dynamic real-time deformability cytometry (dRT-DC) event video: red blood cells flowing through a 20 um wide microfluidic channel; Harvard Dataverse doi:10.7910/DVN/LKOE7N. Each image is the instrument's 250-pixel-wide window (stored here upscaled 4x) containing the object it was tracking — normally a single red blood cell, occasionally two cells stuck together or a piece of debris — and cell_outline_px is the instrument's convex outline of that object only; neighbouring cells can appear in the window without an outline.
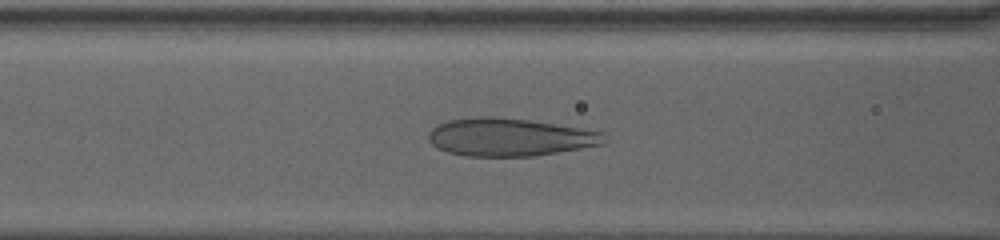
{"species": "human", "species_latin": "Homo sapiens", "temperature_condition": "warm", "stored_images_in_passage": 52, "camera_frame_rate_fps": 3000, "um_per_image_px": 0.085, "donor": {"sex": "female"}, "frame": {"image": 1, "passage_image": 12, "time_ms": 3.667, "image_size_px": [1000, 240], "cell_outline_px": [[604, 144], [532, 156], [464, 156], [448, 152], [436, 148], [428, 140], [428, 132], [436, 124], [448, 120], [484, 116], [492, 116], [528, 120], [600, 132]], "centroid_in_image_um": [43.19, 11.66], "position_along_channel_um": 123.4, "area_um2": 38.21}}
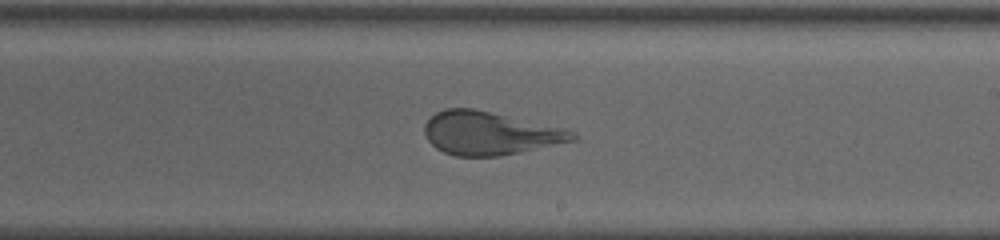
{"frame": {"image": 2, "passage_image": 25, "time_ms": 8.0, "image_size_px": [1000, 240], "cell_outline_px": [[580, 140], [500, 156], [456, 156], [444, 152], [436, 148], [428, 140], [424, 132], [424, 124], [436, 112], [444, 108], [472, 108], [568, 128], [576, 132], [580, 136]], "centroid_in_image_um": [41.71, 11.32], "position_along_channel_um": 247.3, "area_um2": 37.74}}
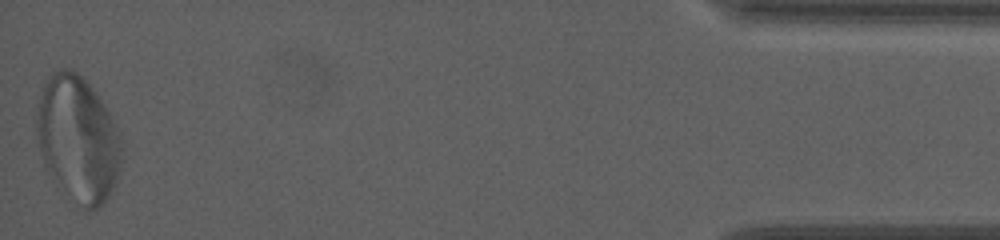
{"frame": {"image": 3, "passage_image": 52, "time_ms": 17.0, "image_size_px": [1000, 240], "cell_outline_px": [[120, 164], [116, 180], [112, 192], [104, 204], [88, 212], [44, 168], [36, 140], [36, 120], [40, 100], [44, 84], [52, 72], [64, 68], [72, 68], [96, 92], [108, 112], [120, 136]], "centroid_in_image_um": [6.6, 11.8], "position_along_channel_um": 428.6, "area_um2": 61.33}}